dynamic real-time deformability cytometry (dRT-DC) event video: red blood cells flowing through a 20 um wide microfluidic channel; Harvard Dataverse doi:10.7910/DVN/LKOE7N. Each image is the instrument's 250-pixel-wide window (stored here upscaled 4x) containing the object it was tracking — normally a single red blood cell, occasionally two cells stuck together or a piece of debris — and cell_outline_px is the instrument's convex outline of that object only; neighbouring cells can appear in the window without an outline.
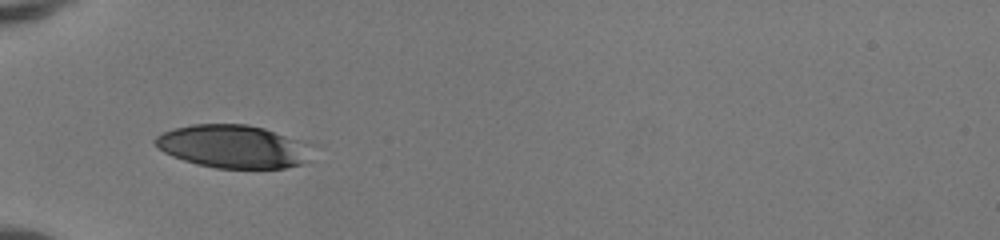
{"species": "human", "species_latin": "Homo sapiens", "temperature_condition": "room temperature", "stored_images_in_passage": 33, "camera_frame_rate_fps": 3000, "um_per_image_px": 0.085, "donor": {"sex": "female"}, "frame": {"image": 1, "passage_image": 1, "time_ms": 0.0, "image_size_px": [1000, 240], "cell_outline_px": [[304, 164], [284, 168], [216, 168], [196, 164], [172, 156], [156, 148], [152, 140], [156, 136], [172, 128], [192, 124], [248, 124], [264, 128], [296, 140]], "centroid_in_image_um": [19.55, 12.44], "position_along_channel_um": 65.5, "area_um2": 38.03}}
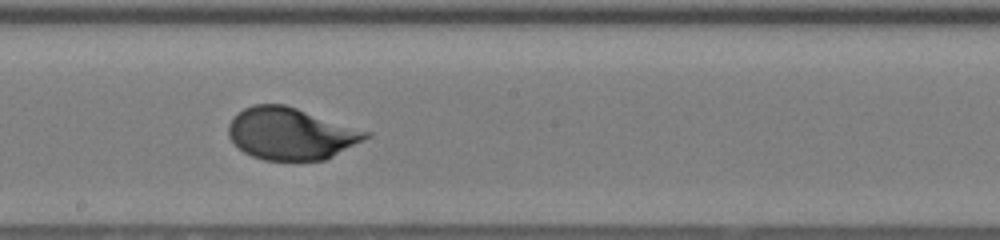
{"frame": {"image": 2, "passage_image": 13, "time_ms": 4.0, "image_size_px": [1000, 240], "cell_outline_px": [[372, 136], [324, 160], [264, 160], [252, 156], [244, 152], [228, 136], [228, 124], [244, 108], [252, 104], [284, 104], [372, 132]], "centroid_in_image_um": [24.74, 11.36], "position_along_channel_um": 223.5, "area_um2": 41.33}}
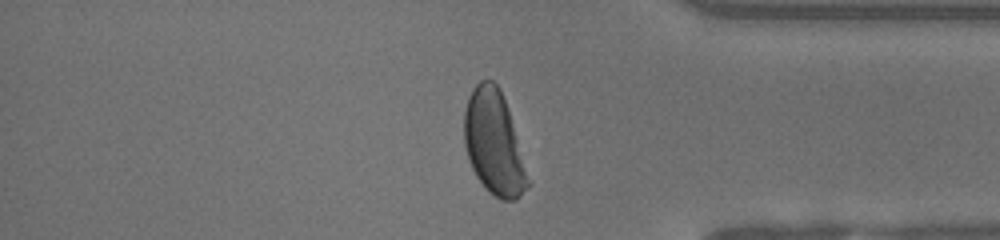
{"frame": {"image": 3, "passage_image": 26, "time_ms": 8.333, "image_size_px": [1000, 240], "cell_outline_px": [[532, 184], [516, 200], [500, 200], [488, 192], [476, 176], [468, 160], [464, 144], [464, 112], [468, 96], [472, 88], [480, 80], [492, 80], [500, 88], [508, 108]], "centroid_in_image_um": [41.99, 12.17], "position_along_channel_um": 393.2, "area_um2": 39.07}, "authors_computed_cell_mechanics": {"area_um2": 41.1536, "velocity_mm_per_s": 4.1349, "shape_relaxation_time_tau1_ms": 3.0545, "shape_relaxation_time_tau2_ms": null, "deformation_change_tau1": 0.1803, "deformation_change_tau2": null}}